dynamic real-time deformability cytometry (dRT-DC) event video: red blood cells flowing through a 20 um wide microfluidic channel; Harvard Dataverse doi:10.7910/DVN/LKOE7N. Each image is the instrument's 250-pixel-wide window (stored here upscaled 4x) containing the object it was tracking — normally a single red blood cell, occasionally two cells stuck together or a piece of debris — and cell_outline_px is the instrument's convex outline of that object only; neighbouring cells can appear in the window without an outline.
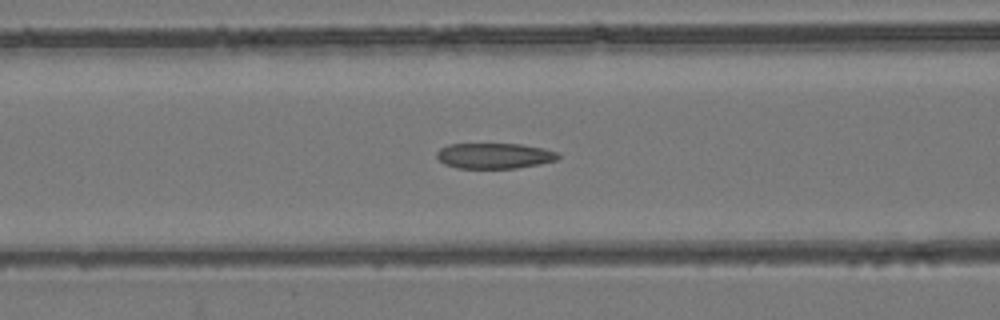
{"species": "common noctule bat (a hibernating species)", "species_latin": "Nyctalus noctula", "temperature_condition": "room temperature", "stored_images_in_passage": 42, "camera_frame_rate_fps": 3000, "um_per_image_px": 0.085, "animal": {"sex": "female", "body_mass_g": 24.6, "forearm_length_mm": 56.2}, "frame": {"image": 1, "passage_image": 10, "time_ms": 3.0, "image_size_px": [1000, 320], "cell_outline_px": [[560, 156], [556, 160], [540, 164], [516, 168], [456, 168], [444, 164], [436, 156], [436, 152], [440, 148], [448, 144], [520, 144], [544, 148], [556, 152]], "centroid_in_image_um": [42.0, 13.24], "position_along_channel_um": 124.6, "area_um2": 18.09}}
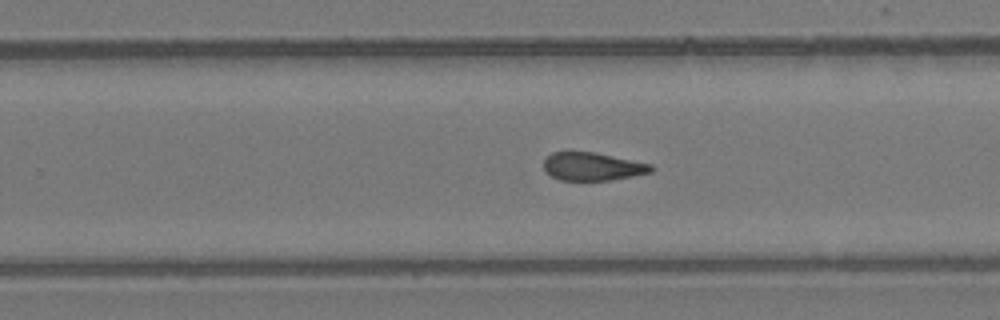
{"frame": {"image": 2, "passage_image": 22, "time_ms": 7.0, "image_size_px": [1000, 320], "cell_outline_px": [[656, 168], [652, 172], [612, 180], [560, 180], [544, 172], [544, 160], [552, 152], [596, 152], [652, 164]], "centroid_in_image_um": [50.39, 14.15], "position_along_channel_um": 279.4, "area_um2": 17.69}}
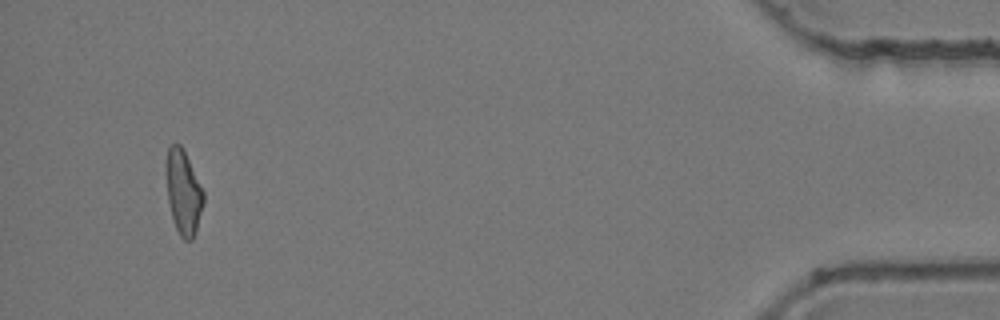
{"frame": {"image": 3, "passage_image": 39, "time_ms": 12.667, "image_size_px": [1000, 320], "cell_outline_px": [[204, 200], [196, 232], [192, 240], [184, 240], [180, 236], [176, 228], [172, 216], [168, 200], [164, 172], [168, 148], [172, 144], [180, 144], [204, 192]], "centroid_in_image_um": [15.56, 16.35], "position_along_channel_um": 419.6, "area_um2": 18.26}, "authors_computed_cell_mechanics": {"area_um2": 18.6983, "velocity_mm_per_s": 3.8792, "shape_relaxation_time_tau1_ms": null, "shape_relaxation_time_tau2_ms": 3.6562, "deformation_change_tau1": null, "deformation_change_tau2": 0.1253}}